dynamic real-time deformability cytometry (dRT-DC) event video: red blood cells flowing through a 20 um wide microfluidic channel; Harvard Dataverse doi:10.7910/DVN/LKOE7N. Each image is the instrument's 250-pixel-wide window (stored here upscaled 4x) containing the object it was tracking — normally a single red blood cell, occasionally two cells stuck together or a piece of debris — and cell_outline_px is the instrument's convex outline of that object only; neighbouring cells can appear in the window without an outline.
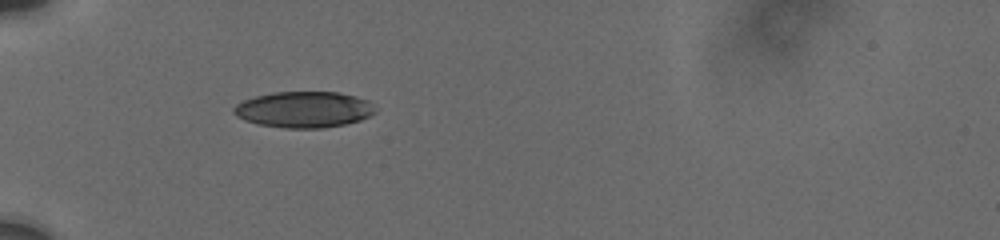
{"species": "human", "species_latin": "Homo sapiens", "temperature_condition": "cold", "stored_images_in_passage": 60, "camera_frame_rate_fps": 3000, "um_per_image_px": 0.085, "donor": {"sex": "male"}, "frame": {"image": 1, "passage_image": 1, "time_ms": 0.0, "image_size_px": [1000, 240], "cell_outline_px": [[376, 112], [360, 120], [344, 124], [324, 128], [284, 128], [256, 124], [244, 120], [236, 116], [232, 112], [232, 108], [236, 104], [244, 100], [256, 96], [276, 92], [336, 92], [356, 96], [368, 100], [376, 108]], "centroid_in_image_um": [25.81, 9.31], "position_along_channel_um": 59.2, "area_um2": 29.88}}
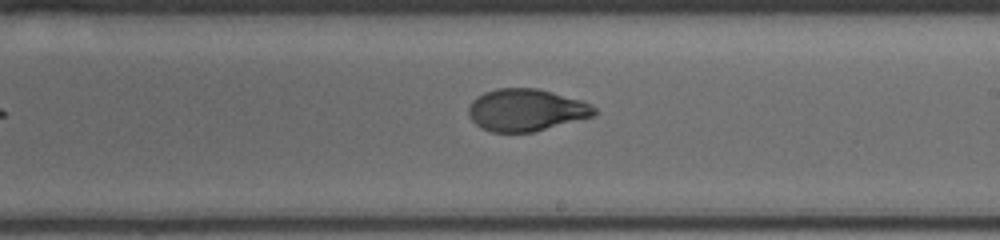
{"frame": {"image": 2, "passage_image": 28, "time_ms": 5.333, "image_size_px": [1000, 240], "cell_outline_px": [[596, 116], [532, 132], [492, 132], [480, 128], [468, 116], [468, 108], [472, 100], [476, 96], [484, 92], [496, 88], [536, 88], [580, 100], [592, 104], [596, 108]], "centroid_in_image_um": [44.7, 9.35], "position_along_channel_um": 244.3, "area_um2": 31.04}}
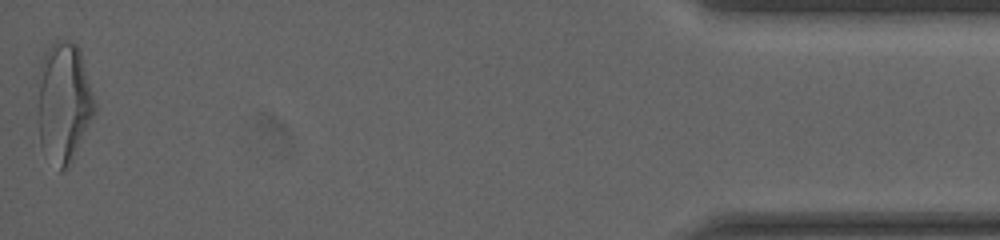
{"frame": {"image": 3, "passage_image": 59, "time_ms": 12.333, "image_size_px": [1000, 240], "cell_outline_px": [[96, 112], [68, 168], [60, 172], [40, 144], [36, 112], [40, 64], [44, 52], [56, 40], [72, 40], [80, 48], [96, 104]], "centroid_in_image_um": [5.41, 8.68], "position_along_channel_um": 429.8, "area_um2": 40.52}, "authors_computed_cell_mechanics": {"area_um2": 31.501, "velocity_mm_per_s": 3.7577, "shape_relaxation_time_tau1_ms": 4.0647, "shape_relaxation_time_tau2_ms": 0.8124, "deformation_change_tau1": 0.1583, "deformation_change_tau2": 0.0498}}